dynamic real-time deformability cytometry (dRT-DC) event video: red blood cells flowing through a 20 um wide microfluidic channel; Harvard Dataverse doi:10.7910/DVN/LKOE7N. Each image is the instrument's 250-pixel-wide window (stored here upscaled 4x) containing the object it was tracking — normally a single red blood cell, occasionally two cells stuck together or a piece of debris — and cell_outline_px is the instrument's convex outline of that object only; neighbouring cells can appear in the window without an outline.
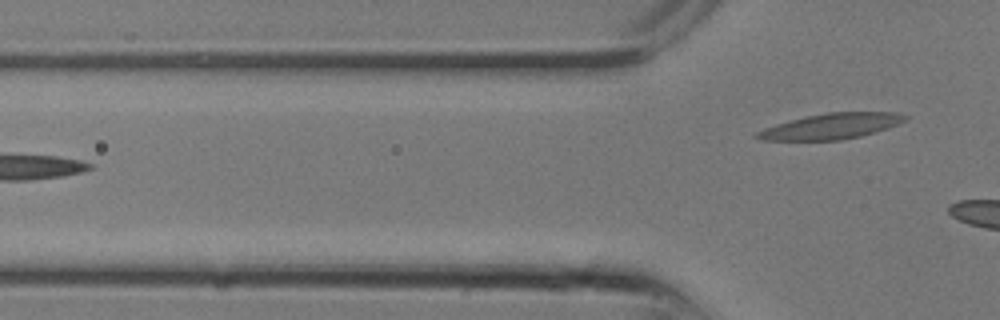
{"species": "common noctule bat (a hibernating species)", "species_latin": "Nyctalus noctula", "temperature_condition": "room temperature", "stored_images_in_passage": 5, "segment_of_instrument_passage": [2, 2], "camera_frame_rate_fps": 3000, "um_per_image_px": 0.085, "animal": {"sex": "male", "body_mass_g": 13.3}, "frame": {"image": 1, "passage_image": 5, "time_ms": 1.333, "image_size_px": [1000, 320], "cell_outline_px": [[908, 116], [904, 120], [896, 124], [876, 132], [860, 136], [840, 140], [760, 140], [752, 136], [756, 132], [764, 128], [776, 124], [808, 116], [828, 112], [896, 112]], "centroid_in_image_um": [70.61, 10.73], "position_along_channel_um": 55.2, "area_um2": 21.85}}